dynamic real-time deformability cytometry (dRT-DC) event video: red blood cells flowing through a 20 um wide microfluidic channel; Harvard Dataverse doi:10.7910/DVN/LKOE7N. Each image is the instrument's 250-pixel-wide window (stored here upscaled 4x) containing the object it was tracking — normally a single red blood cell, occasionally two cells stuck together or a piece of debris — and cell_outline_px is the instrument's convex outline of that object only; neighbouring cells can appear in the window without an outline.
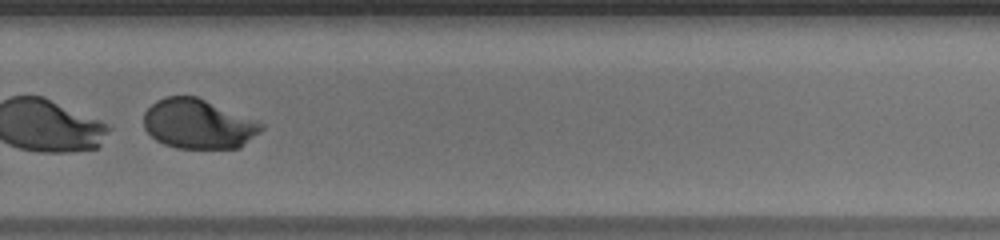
{"species": "human", "species_latin": "Homo sapiens", "temperature_condition": "warm", "stored_images_in_passage": 39, "segment_of_instrument_passage": [2, 2], "camera_frame_rate_fps": 3000, "um_per_image_px": 0.085, "donor": {"sex": "male"}, "frame": {"image": 1, "passage_image": 24, "time_ms": 7.667, "image_size_px": [1000, 240], "cell_outline_px": [[264, 128], [260, 132], [240, 148], [176, 148], [164, 144], [156, 140], [144, 128], [144, 112], [156, 100], [164, 96], [196, 96], [256, 120], [264, 124]], "centroid_in_image_um": [16.85, 10.54], "position_along_channel_um": 313.0, "area_um2": 33.99}}
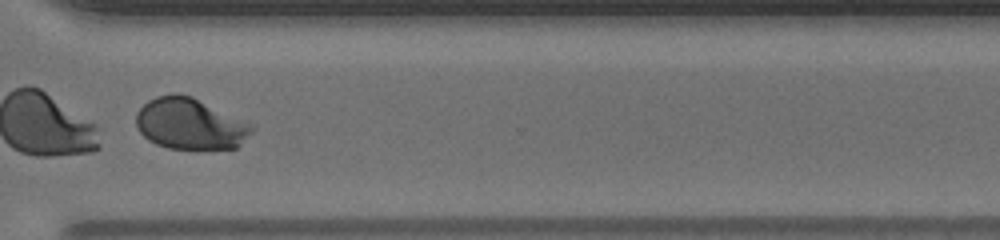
{"frame": {"image": 2, "passage_image": 27, "time_ms": 8.667, "image_size_px": [1000, 240], "cell_outline_px": [[256, 128], [236, 148], [168, 148], [156, 144], [148, 140], [140, 132], [136, 124], [136, 112], [148, 100], [156, 96], [176, 92], [192, 96]], "centroid_in_image_um": [16.09, 10.51], "position_along_channel_um": 354.5, "area_um2": 33.99}}